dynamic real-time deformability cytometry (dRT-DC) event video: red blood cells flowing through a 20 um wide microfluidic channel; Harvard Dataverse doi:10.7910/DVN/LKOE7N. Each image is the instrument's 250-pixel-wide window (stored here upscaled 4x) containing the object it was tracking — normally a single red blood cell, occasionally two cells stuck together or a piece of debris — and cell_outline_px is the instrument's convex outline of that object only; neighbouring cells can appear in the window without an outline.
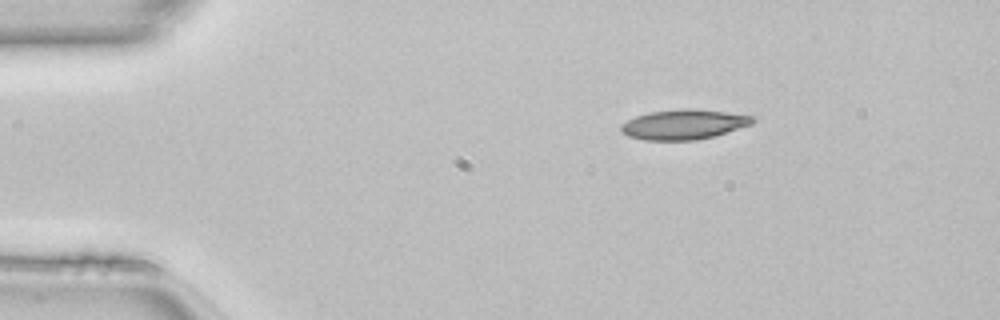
{"species": "common noctule bat (a hibernating species)", "species_latin": "Nyctalus noctula", "temperature_condition": "room temperature", "stored_images_in_passage": 3, "camera_frame_rate_fps": 3000, "um_per_image_px": 0.085, "animal": {"sex": "female", "body_mass_g": 22.7, "forearm_length_mm": 54.2}, "frame": {"image": 1, "passage_image": 1, "time_ms": 0.0, "image_size_px": [1000, 320], "cell_outline_px": [[756, 120], [752, 124], [712, 136], [696, 140], [644, 140], [628, 136], [620, 132], [620, 124], [636, 116], [648, 112], [684, 108], [688, 108], [724, 112], [752, 116]], "centroid_in_image_um": [58.06, 10.58], "position_along_channel_um": 26.9, "area_um2": 22.77}}